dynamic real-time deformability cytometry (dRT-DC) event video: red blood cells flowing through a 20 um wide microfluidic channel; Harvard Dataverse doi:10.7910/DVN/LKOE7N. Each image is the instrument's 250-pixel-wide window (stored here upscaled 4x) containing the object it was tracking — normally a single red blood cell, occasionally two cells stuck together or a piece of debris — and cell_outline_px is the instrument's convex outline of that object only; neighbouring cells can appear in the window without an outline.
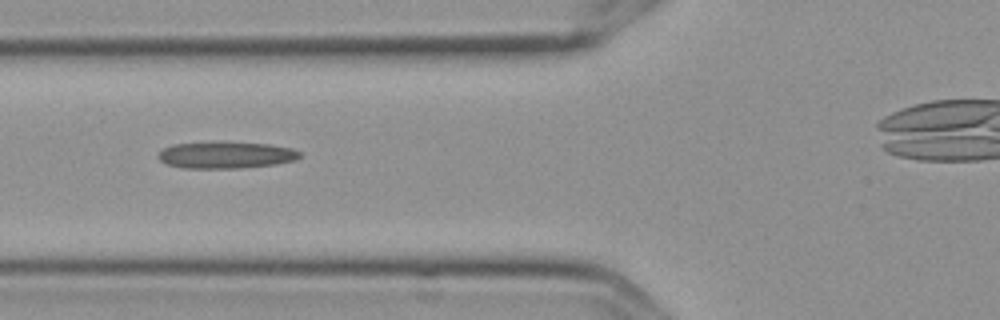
{"species": "Egyptian fruit bat (a non-hibernating species)", "species_latin": "Rousettus aegyptiacus", "temperature_condition": "cold", "stored_images_in_passage": 5, "camera_frame_rate_fps": 3000, "um_per_image_px": 0.085, "frame": {"image": 1, "passage_image": 2, "time_ms": 0.333, "image_size_px": [1000, 320], "cell_outline_px": [[300, 156], [292, 160], [276, 164], [240, 168], [184, 168], [168, 164], [160, 160], [156, 156], [156, 152], [172, 144], [268, 144], [292, 148], [300, 152]], "centroid_in_image_um": [19.16, 13.21], "position_along_channel_um": 106.6, "area_um2": 21.15}}
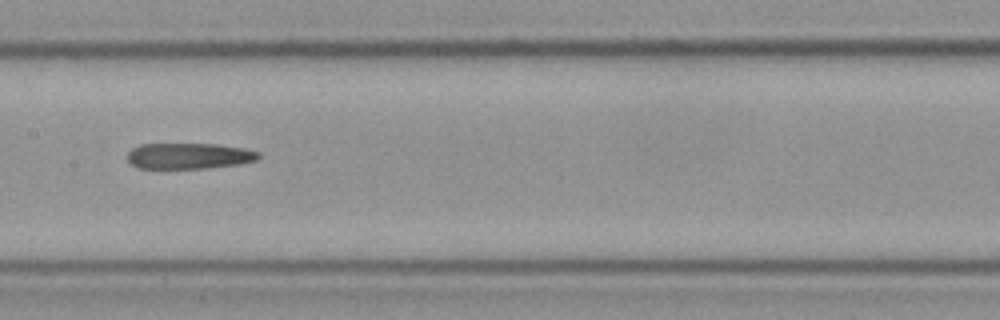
{"frame": {"image": 2, "passage_image": 4, "time_ms": 1.0, "image_size_px": [1000, 320], "cell_outline_px": [[260, 156], [256, 160], [240, 164], [204, 168], [136, 168], [128, 160], [128, 152], [132, 148], [140, 144], [216, 144], [244, 148], [260, 152]], "centroid_in_image_um": [16.06, 13.25], "position_along_channel_um": 191.3, "area_um2": 19.77}}
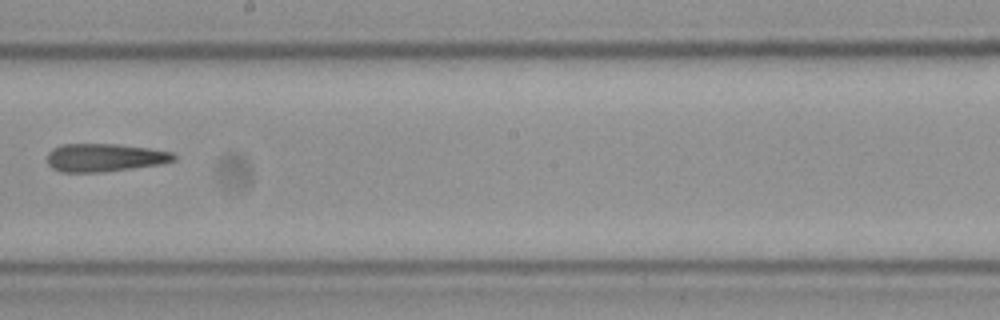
{"frame": {"image": 3, "passage_image": 5, "time_ms": 1.333, "image_size_px": [1000, 320], "cell_outline_px": [[176, 160], [160, 164], [104, 172], [60, 172], [52, 168], [48, 164], [48, 152], [52, 148], [60, 144], [116, 144], [148, 148], [172, 152], [176, 156]], "centroid_in_image_um": [8.87, 13.39], "position_along_channel_um": 239.3, "area_um2": 20.75}}